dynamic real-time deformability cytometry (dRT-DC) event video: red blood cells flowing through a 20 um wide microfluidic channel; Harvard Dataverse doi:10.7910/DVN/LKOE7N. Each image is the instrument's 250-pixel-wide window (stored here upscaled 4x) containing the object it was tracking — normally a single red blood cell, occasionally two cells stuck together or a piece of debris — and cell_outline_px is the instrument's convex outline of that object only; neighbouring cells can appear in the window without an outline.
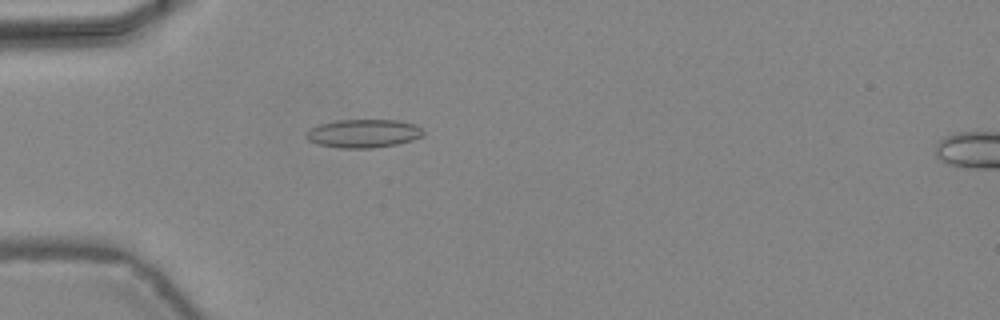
{"species": "common noctule bat (a hibernating species)", "species_latin": "Nyctalus noctula", "temperature_condition": "warm", "stored_images_in_passage": 47, "camera_frame_rate_fps": 3000, "um_per_image_px": 0.085, "animal": {"sex": "female", "body_mass_g": 24.6, "forearm_length_mm": 56.2}, "frame": {"image": 1, "passage_image": 15, "time_ms": 4.667, "image_size_px": [1000, 320], "cell_outline_px": [[424, 132], [420, 136], [412, 140], [396, 144], [372, 148], [340, 148], [320, 144], [308, 140], [308, 132], [312, 128], [320, 124], [336, 120], [400, 120], [416, 124]], "centroid_in_image_um": [30.93, 11.33], "position_along_channel_um": 54.1, "area_um2": 19.07}}
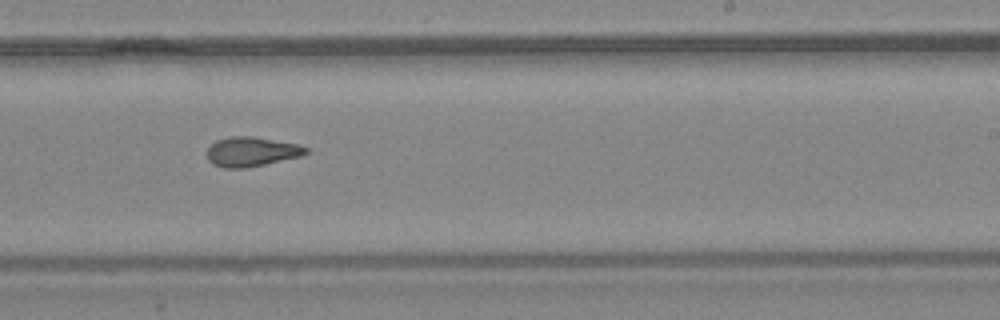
{"frame": {"image": 2, "passage_image": 30, "time_ms": 9.667, "image_size_px": [1000, 320], "cell_outline_px": [[308, 152], [300, 156], [264, 164], [244, 168], [224, 168], [212, 164], [208, 160], [208, 148], [216, 140], [228, 136], [252, 136], [296, 144], [308, 148]], "centroid_in_image_um": [21.34, 12.89], "position_along_channel_um": 267.7, "area_um2": 16.82}}
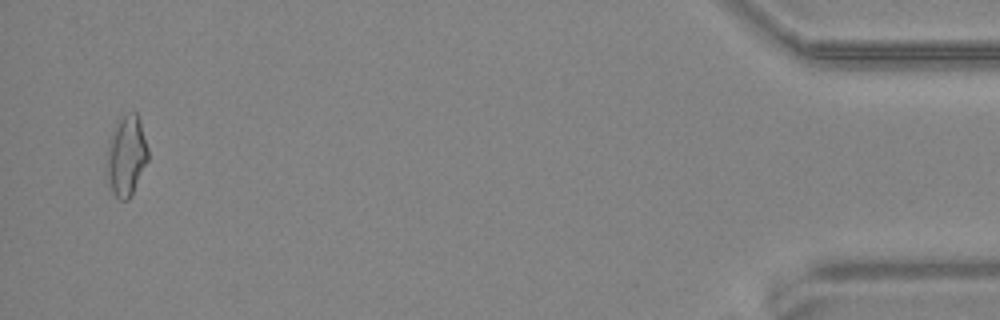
{"frame": {"image": 3, "passage_image": 46, "time_ms": 15.0, "image_size_px": [1000, 320], "cell_outline_px": [[148, 160], [128, 200], [120, 200], [112, 192], [104, 168], [108, 144], [112, 132], [120, 116], [128, 112], [136, 112], [140, 120], [148, 148]], "centroid_in_image_um": [10.71, 13.22], "position_along_channel_um": 424.5, "area_um2": 19.48}, "authors_computed_cell_mechanics": {"area_um2": 17.5712, "velocity_mm_per_s": 4.4634, "shape_relaxation_time_tau1_ms": null, "shape_relaxation_time_tau2_ms": 2.4657, "deformation_change_tau1": null, "deformation_change_tau2": 0.0959}}